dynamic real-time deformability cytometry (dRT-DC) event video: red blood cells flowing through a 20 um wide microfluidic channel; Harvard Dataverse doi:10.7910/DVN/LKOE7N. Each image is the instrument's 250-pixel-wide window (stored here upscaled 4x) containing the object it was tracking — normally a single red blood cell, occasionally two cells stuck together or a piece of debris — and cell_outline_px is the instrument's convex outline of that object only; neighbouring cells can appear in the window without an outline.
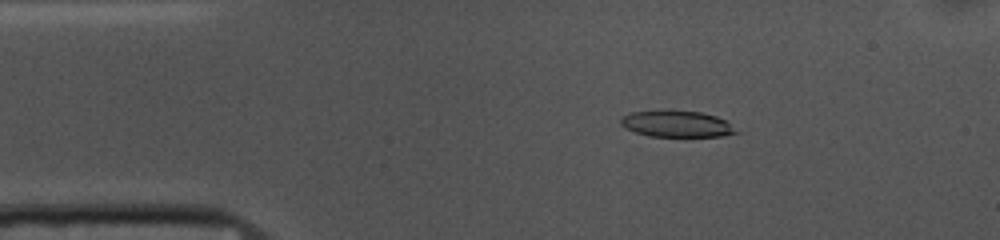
{"species": "common noctule bat (a hibernating species)", "species_latin": "Nyctalus noctula", "temperature_condition": "cold", "stored_images_in_passage": 52, "camera_frame_rate_fps": 3000, "um_per_image_px": 0.085, "animal": {"sex": "female", "body_mass_g": 10.0, "forearm_length_mm": 53.1}, "frame": {"image": 1, "passage_image": 8, "time_ms": 2.333, "image_size_px": [1000, 240], "cell_outline_px": [[740, 132], [720, 136], [648, 136], [624, 128], [620, 124], [620, 120], [624, 116], [632, 112], [700, 112], [716, 116], [724, 120]], "centroid_in_image_um": [57.52, 10.56], "position_along_channel_um": 27.5, "area_um2": 17.05}}
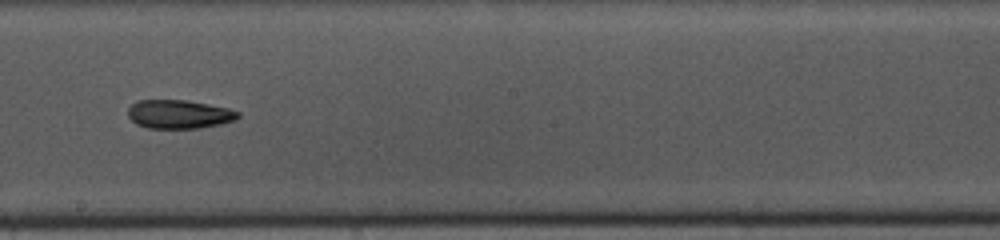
{"frame": {"image": 2, "passage_image": 28, "time_ms": 9.0, "image_size_px": [1000, 240], "cell_outline_px": [[240, 116], [236, 120], [220, 124], [200, 128], [148, 128], [136, 124], [128, 116], [128, 108], [136, 100], [184, 100], [208, 104], [228, 108], [240, 112]], "centroid_in_image_um": [15.22, 9.71], "position_along_channel_um": 233.0, "area_um2": 18.44}}
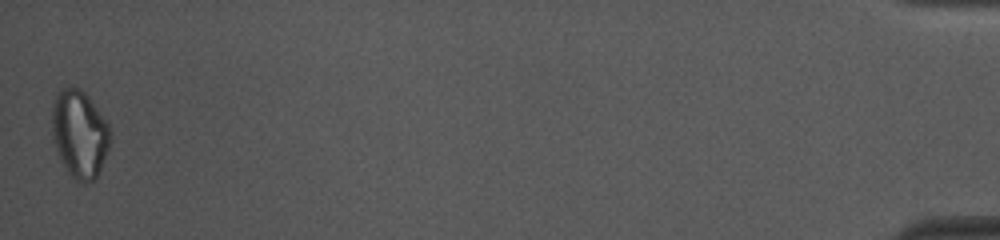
{"frame": {"image": 3, "passage_image": 52, "time_ms": 17.0, "image_size_px": [1000, 240], "cell_outline_px": [[112, 136], [108, 148], [96, 180], [84, 184], [76, 180], [68, 172], [60, 160], [52, 140], [52, 104], [56, 92], [60, 88], [80, 88], [88, 96], [108, 124]], "centroid_in_image_um": [6.74, 11.4], "position_along_channel_um": 428.5, "area_um2": 29.94}, "authors_computed_cell_mechanics": {"area_um2": 18.785, "velocity_mm_per_s": 3.7055, "shape_relaxation_time_tau1_ms": 7.0773, "shape_relaxation_time_tau2_ms": null, "deformation_change_tau1": 0.1857, "deformation_change_tau2": null}}